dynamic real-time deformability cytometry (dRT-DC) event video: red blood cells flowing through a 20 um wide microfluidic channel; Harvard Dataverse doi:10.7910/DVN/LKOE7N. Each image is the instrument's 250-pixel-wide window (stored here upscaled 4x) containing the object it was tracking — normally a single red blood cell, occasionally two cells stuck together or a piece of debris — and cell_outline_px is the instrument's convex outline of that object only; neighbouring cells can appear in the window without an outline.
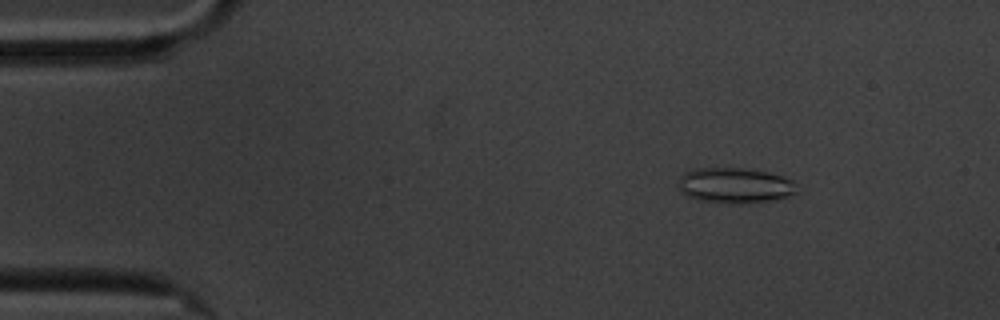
{"species": "common noctule bat (a hibernating species)", "species_latin": "Nyctalus noctula", "temperature_condition": "cold", "stored_images_in_passage": 59, "camera_frame_rate_fps": 3000, "um_per_image_px": 0.085, "animal": {"sex": "male", "body_mass_g": 20.1, "forearm_length_mm": 53.5}, "frame": {"image": 1, "passage_image": 8, "time_ms": 2.333, "image_size_px": [1000, 320], "cell_outline_px": [[796, 192], [788, 196], [772, 200], [740, 204], [700, 200], [688, 196], [680, 192], [680, 176], [684, 172], [692, 168], [744, 168], [768, 172], [792, 180]], "centroid_in_image_um": [62.43, 15.75], "position_along_channel_um": 22.6, "area_um2": 24.22}}
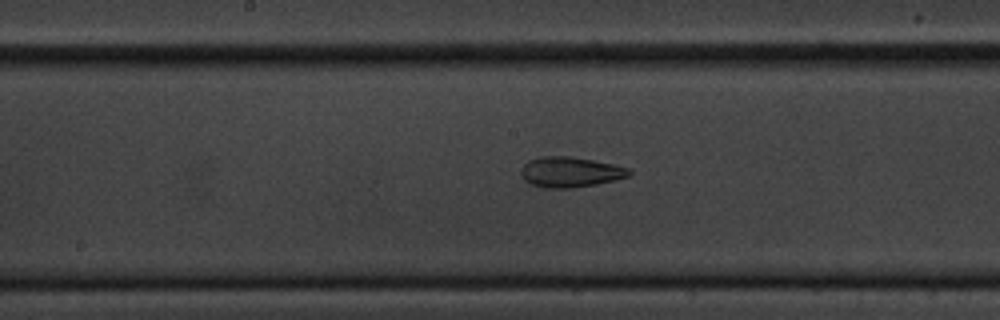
{"frame": {"image": 2, "passage_image": 30, "time_ms": 9.667, "image_size_px": [1000, 320], "cell_outline_px": [[632, 172], [628, 176], [596, 184], [572, 188], [544, 188], [532, 184], [524, 180], [520, 172], [524, 164], [528, 160], [540, 156], [572, 156], [612, 164], [628, 168]], "centroid_in_image_um": [48.43, 14.62], "position_along_channel_um": 199.8, "area_um2": 19.02}}
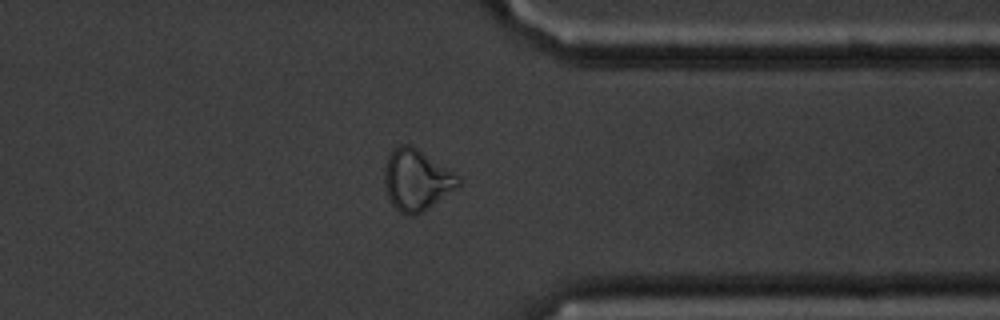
{"frame": {"image": 3, "passage_image": 46, "time_ms": 15.0, "image_size_px": [1000, 320], "cell_outline_px": [[460, 184], [456, 188], [428, 208], [412, 216], [408, 216], [400, 212], [388, 200], [384, 184], [384, 168], [388, 156], [392, 148], [400, 144], [408, 144], [416, 148], [460, 176]], "centroid_in_image_um": [35.37, 15.29], "position_along_channel_um": 376.0, "area_um2": 26.18}, "authors_computed_cell_mechanics": {"area_um2": 23.1778, "velocity_mm_per_s": 3.4113, "shape_relaxation_time_tau1_ms": null, "shape_relaxation_time_tau2_ms": 3.9859, "deformation_change_tau1": null, "deformation_change_tau2": 0.1285}}